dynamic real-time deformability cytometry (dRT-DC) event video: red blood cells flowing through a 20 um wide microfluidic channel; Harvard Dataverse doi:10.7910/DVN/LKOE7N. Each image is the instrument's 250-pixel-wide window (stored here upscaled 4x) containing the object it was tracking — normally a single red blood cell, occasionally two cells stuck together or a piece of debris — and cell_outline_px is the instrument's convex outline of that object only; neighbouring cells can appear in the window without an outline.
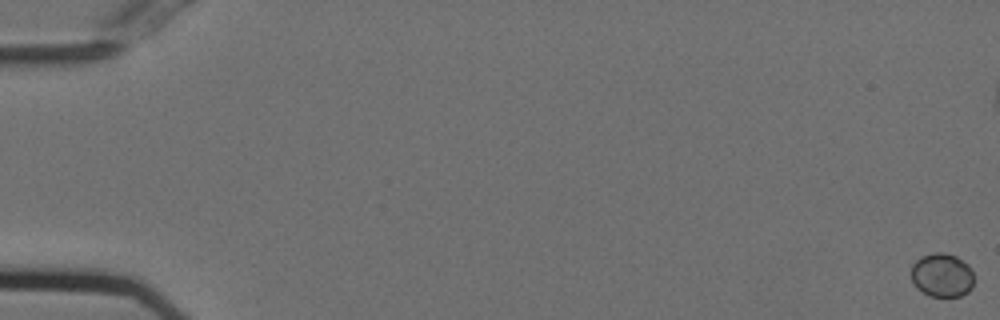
{"species": "Egyptian fruit bat (a non-hibernating species)", "species_latin": "Rousettus aegyptiacus", "temperature_condition": "cold", "stored_images_in_passage": 58, "segment_of_instrument_passage": [1, 2], "camera_frame_rate_fps": 3000, "um_per_image_px": 0.085, "animal": {"sex": "female"}, "frame": {"image": 1, "passage_image": 1, "time_ms": 0.0, "image_size_px": [1000, 320], "cell_outline_px": [[972, 288], [968, 292], [960, 296], [932, 296], [916, 288], [912, 280], [912, 264], [920, 256], [932, 252], [944, 252], [956, 256], [968, 264], [972, 268]], "centroid_in_image_um": [80.07, 23.36], "position_along_channel_um": 4.9, "area_um2": 16.07}}
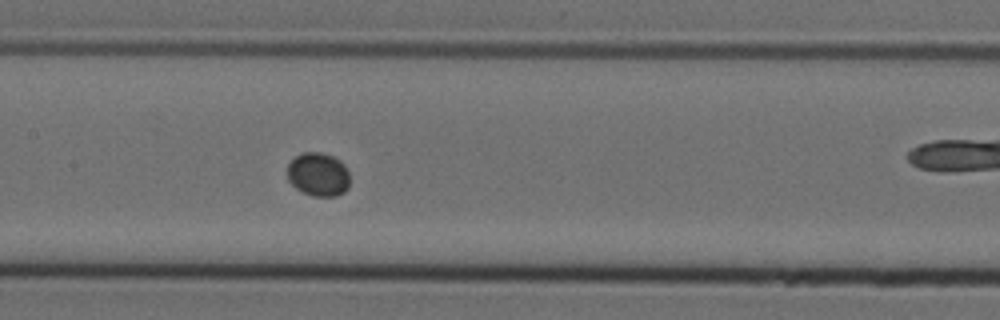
{"frame": {"image": 2, "passage_image": 29, "time_ms": 9.333, "image_size_px": [1000, 320], "cell_outline_px": [[348, 188], [344, 192], [336, 196], [312, 196], [296, 188], [288, 180], [288, 164], [296, 156], [304, 152], [320, 152], [332, 156], [340, 160], [344, 164], [348, 172]], "centroid_in_image_um": [27.06, 14.82], "position_along_channel_um": 180.3, "area_um2": 15.78}}
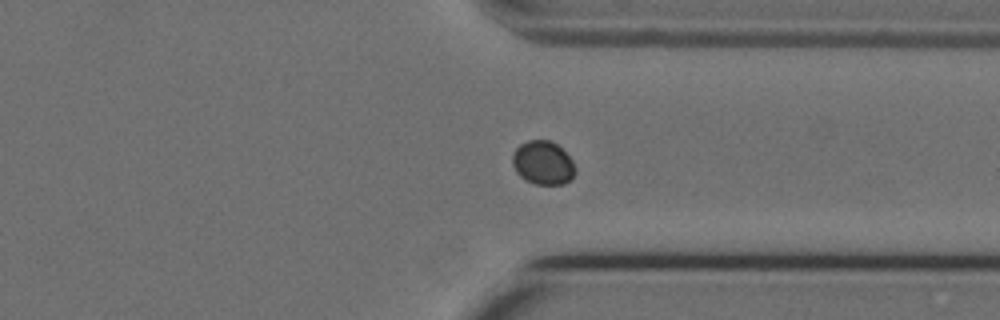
{"frame": {"image": 3, "passage_image": 44, "time_ms": 14.333, "image_size_px": [1000, 320], "cell_outline_px": [[576, 172], [572, 180], [564, 184], [536, 184], [524, 180], [516, 172], [512, 164], [512, 152], [520, 144], [528, 140], [552, 140], [572, 160], [576, 168]], "centroid_in_image_um": [46.15, 13.85], "position_along_channel_um": 365.3, "area_um2": 16.18}}